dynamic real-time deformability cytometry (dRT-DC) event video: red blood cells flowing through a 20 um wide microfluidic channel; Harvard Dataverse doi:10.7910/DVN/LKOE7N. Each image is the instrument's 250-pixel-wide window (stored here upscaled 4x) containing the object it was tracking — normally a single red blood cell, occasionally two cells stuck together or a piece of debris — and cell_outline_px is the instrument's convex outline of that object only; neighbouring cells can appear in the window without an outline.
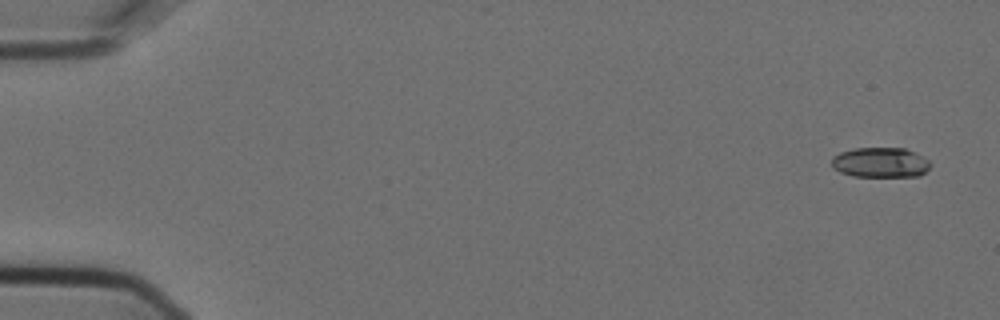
{"species": "Egyptian fruit bat (a non-hibernating species)", "species_latin": "Rousettus aegyptiacus", "temperature_condition": "cold", "stored_images_in_passage": 5, "camera_frame_rate_fps": 3000, "um_per_image_px": 0.085, "animal": {"sex": "female"}, "frame": {"image": 1, "passage_image": 1, "time_ms": 0.0, "image_size_px": [1000, 320], "cell_outline_px": [[932, 164], [920, 176], [852, 176], [840, 172], [832, 168], [832, 156], [840, 152], [856, 148], [904, 148], [928, 160]], "centroid_in_image_um": [74.79, 13.81], "position_along_channel_um": 10.2, "area_um2": 17.17}}
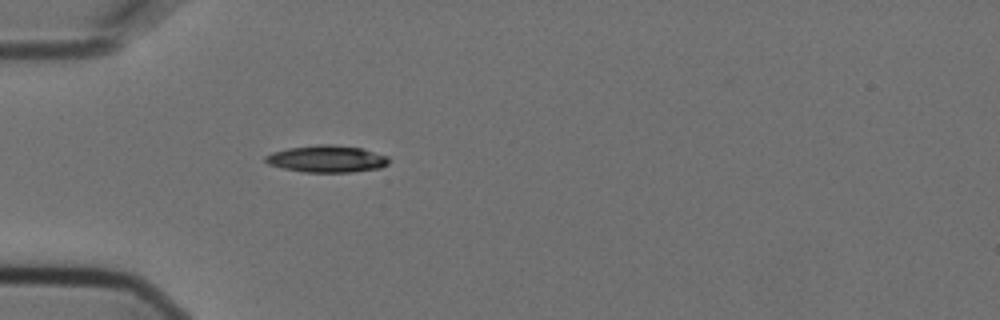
{"frame": {"image": 2, "passage_image": 5, "time_ms": 1.333, "image_size_px": [1000, 320], "cell_outline_px": [[388, 164], [380, 168], [352, 172], [304, 172], [284, 168], [268, 164], [264, 160], [264, 156], [272, 152], [288, 148], [316, 144], [332, 144], [360, 148], [388, 156]], "centroid_in_image_um": [27.76, 13.5], "position_along_channel_um": 57.2, "area_um2": 19.36}}